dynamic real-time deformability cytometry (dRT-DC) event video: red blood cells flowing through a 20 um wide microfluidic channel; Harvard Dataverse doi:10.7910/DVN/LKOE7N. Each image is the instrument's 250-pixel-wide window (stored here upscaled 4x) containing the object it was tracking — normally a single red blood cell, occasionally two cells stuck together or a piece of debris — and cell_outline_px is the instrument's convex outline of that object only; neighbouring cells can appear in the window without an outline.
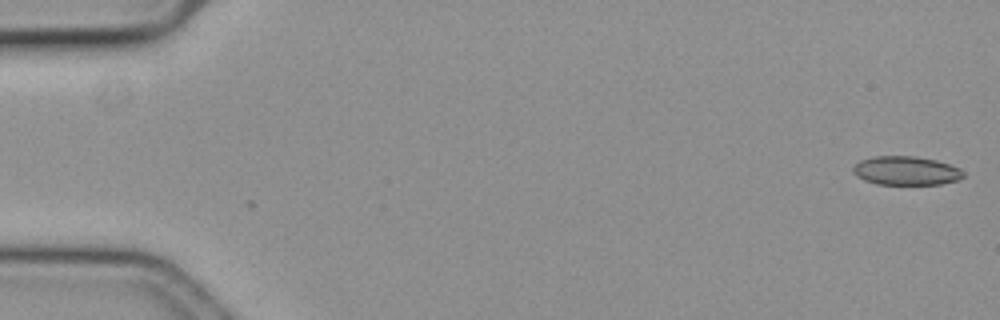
{"species": "common noctule bat (a hibernating species)", "species_latin": "Nyctalus noctula", "temperature_condition": "cold", "stored_images_in_passage": 2, "camera_frame_rate_fps": 3000, "um_per_image_px": 0.085, "animal": {"sex": "female", "body_mass_g": 19.3, "forearm_length_mm": 54.1}, "frame": {"image": 1, "passage_image": 2, "time_ms": 0.333, "image_size_px": [1000, 320], "cell_outline_px": [[964, 176], [956, 180], [940, 184], [876, 184], [864, 180], [856, 176], [852, 172], [852, 168], [860, 160], [872, 156], [916, 156], [936, 160], [960, 168], [964, 172]], "centroid_in_image_um": [76.98, 14.5], "position_along_channel_um": 8.0, "area_um2": 18.55}}